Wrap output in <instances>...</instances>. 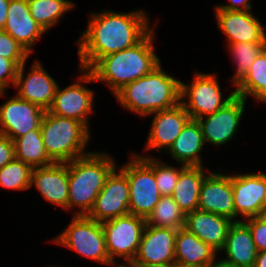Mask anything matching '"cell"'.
<instances>
[{
    "mask_svg": "<svg viewBox=\"0 0 266 267\" xmlns=\"http://www.w3.org/2000/svg\"><path fill=\"white\" fill-rule=\"evenodd\" d=\"M30 54L10 34L0 29V57L13 60L18 66L26 63Z\"/></svg>",
    "mask_w": 266,
    "mask_h": 267,
    "instance_id": "836d02e7",
    "label": "cell"
},
{
    "mask_svg": "<svg viewBox=\"0 0 266 267\" xmlns=\"http://www.w3.org/2000/svg\"><path fill=\"white\" fill-rule=\"evenodd\" d=\"M210 267H236V266L228 264V263H226L220 259V260H216L214 263H212L210 265Z\"/></svg>",
    "mask_w": 266,
    "mask_h": 267,
    "instance_id": "60d3db41",
    "label": "cell"
},
{
    "mask_svg": "<svg viewBox=\"0 0 266 267\" xmlns=\"http://www.w3.org/2000/svg\"><path fill=\"white\" fill-rule=\"evenodd\" d=\"M185 167H173L160 159L154 158V174L157 187L162 196H171L178 181L180 171Z\"/></svg>",
    "mask_w": 266,
    "mask_h": 267,
    "instance_id": "d6a6232c",
    "label": "cell"
},
{
    "mask_svg": "<svg viewBox=\"0 0 266 267\" xmlns=\"http://www.w3.org/2000/svg\"><path fill=\"white\" fill-rule=\"evenodd\" d=\"M40 130L48 157L54 163H67L91 152L85 151L90 130L81 122L45 111Z\"/></svg>",
    "mask_w": 266,
    "mask_h": 267,
    "instance_id": "5b68a950",
    "label": "cell"
},
{
    "mask_svg": "<svg viewBox=\"0 0 266 267\" xmlns=\"http://www.w3.org/2000/svg\"><path fill=\"white\" fill-rule=\"evenodd\" d=\"M216 23L227 40V44L238 42H266L265 26L259 18L248 11L215 9Z\"/></svg>",
    "mask_w": 266,
    "mask_h": 267,
    "instance_id": "ac0fdd59",
    "label": "cell"
},
{
    "mask_svg": "<svg viewBox=\"0 0 266 267\" xmlns=\"http://www.w3.org/2000/svg\"><path fill=\"white\" fill-rule=\"evenodd\" d=\"M52 242L98 263L114 264L107 253L101 223L87 216H73L70 224Z\"/></svg>",
    "mask_w": 266,
    "mask_h": 267,
    "instance_id": "52a82bcc",
    "label": "cell"
},
{
    "mask_svg": "<svg viewBox=\"0 0 266 267\" xmlns=\"http://www.w3.org/2000/svg\"><path fill=\"white\" fill-rule=\"evenodd\" d=\"M80 70L82 73L76 82L64 89L57 86L54 101L48 111L54 115L75 119L91 130L88 116L94 111L95 91L84 86V83H93L95 78L89 70Z\"/></svg>",
    "mask_w": 266,
    "mask_h": 267,
    "instance_id": "30bf717a",
    "label": "cell"
},
{
    "mask_svg": "<svg viewBox=\"0 0 266 267\" xmlns=\"http://www.w3.org/2000/svg\"><path fill=\"white\" fill-rule=\"evenodd\" d=\"M19 66L10 59L0 57V96H5V91L10 85H15Z\"/></svg>",
    "mask_w": 266,
    "mask_h": 267,
    "instance_id": "d590c367",
    "label": "cell"
},
{
    "mask_svg": "<svg viewBox=\"0 0 266 267\" xmlns=\"http://www.w3.org/2000/svg\"><path fill=\"white\" fill-rule=\"evenodd\" d=\"M174 267H210V266H182V265H174Z\"/></svg>",
    "mask_w": 266,
    "mask_h": 267,
    "instance_id": "f6af8a7d",
    "label": "cell"
},
{
    "mask_svg": "<svg viewBox=\"0 0 266 267\" xmlns=\"http://www.w3.org/2000/svg\"><path fill=\"white\" fill-rule=\"evenodd\" d=\"M15 158L14 141L0 134V169Z\"/></svg>",
    "mask_w": 266,
    "mask_h": 267,
    "instance_id": "8d00e7d4",
    "label": "cell"
},
{
    "mask_svg": "<svg viewBox=\"0 0 266 267\" xmlns=\"http://www.w3.org/2000/svg\"><path fill=\"white\" fill-rule=\"evenodd\" d=\"M25 65L23 63L18 68L14 88L19 98L39 105L47 111L54 101V96L58 82L49 75L39 61H34L29 73L25 76Z\"/></svg>",
    "mask_w": 266,
    "mask_h": 267,
    "instance_id": "2e32d148",
    "label": "cell"
},
{
    "mask_svg": "<svg viewBox=\"0 0 266 267\" xmlns=\"http://www.w3.org/2000/svg\"><path fill=\"white\" fill-rule=\"evenodd\" d=\"M198 210L235 221L232 175L210 172L202 182Z\"/></svg>",
    "mask_w": 266,
    "mask_h": 267,
    "instance_id": "e0dca14e",
    "label": "cell"
},
{
    "mask_svg": "<svg viewBox=\"0 0 266 267\" xmlns=\"http://www.w3.org/2000/svg\"><path fill=\"white\" fill-rule=\"evenodd\" d=\"M235 87L236 96L245 100L250 95L258 101L266 93V47L250 66L246 76Z\"/></svg>",
    "mask_w": 266,
    "mask_h": 267,
    "instance_id": "83f0119b",
    "label": "cell"
},
{
    "mask_svg": "<svg viewBox=\"0 0 266 267\" xmlns=\"http://www.w3.org/2000/svg\"><path fill=\"white\" fill-rule=\"evenodd\" d=\"M186 214L172 196H162L146 219V225L172 229L185 227Z\"/></svg>",
    "mask_w": 266,
    "mask_h": 267,
    "instance_id": "f1b7e54d",
    "label": "cell"
},
{
    "mask_svg": "<svg viewBox=\"0 0 266 267\" xmlns=\"http://www.w3.org/2000/svg\"><path fill=\"white\" fill-rule=\"evenodd\" d=\"M232 188L235 221L266 215V173L233 174Z\"/></svg>",
    "mask_w": 266,
    "mask_h": 267,
    "instance_id": "4fadbf2b",
    "label": "cell"
},
{
    "mask_svg": "<svg viewBox=\"0 0 266 267\" xmlns=\"http://www.w3.org/2000/svg\"><path fill=\"white\" fill-rule=\"evenodd\" d=\"M164 71L160 63L114 96L122 107L141 117L172 108L180 103L181 81Z\"/></svg>",
    "mask_w": 266,
    "mask_h": 267,
    "instance_id": "3957f363",
    "label": "cell"
},
{
    "mask_svg": "<svg viewBox=\"0 0 266 267\" xmlns=\"http://www.w3.org/2000/svg\"><path fill=\"white\" fill-rule=\"evenodd\" d=\"M15 159L32 168L45 167L54 162L48 157L41 130H31L14 140Z\"/></svg>",
    "mask_w": 266,
    "mask_h": 267,
    "instance_id": "4316f807",
    "label": "cell"
},
{
    "mask_svg": "<svg viewBox=\"0 0 266 267\" xmlns=\"http://www.w3.org/2000/svg\"><path fill=\"white\" fill-rule=\"evenodd\" d=\"M31 187L37 188L46 201L66 210L69 188L68 162L33 168Z\"/></svg>",
    "mask_w": 266,
    "mask_h": 267,
    "instance_id": "ffe728a7",
    "label": "cell"
},
{
    "mask_svg": "<svg viewBox=\"0 0 266 267\" xmlns=\"http://www.w3.org/2000/svg\"><path fill=\"white\" fill-rule=\"evenodd\" d=\"M217 251L204 243L185 227L178 229L175 239V265L210 266L217 259Z\"/></svg>",
    "mask_w": 266,
    "mask_h": 267,
    "instance_id": "cb8c5ba5",
    "label": "cell"
},
{
    "mask_svg": "<svg viewBox=\"0 0 266 267\" xmlns=\"http://www.w3.org/2000/svg\"><path fill=\"white\" fill-rule=\"evenodd\" d=\"M116 166L112 156L101 151H91L68 162L67 210L78 207L74 216H87L107 176Z\"/></svg>",
    "mask_w": 266,
    "mask_h": 267,
    "instance_id": "277c9868",
    "label": "cell"
},
{
    "mask_svg": "<svg viewBox=\"0 0 266 267\" xmlns=\"http://www.w3.org/2000/svg\"><path fill=\"white\" fill-rule=\"evenodd\" d=\"M233 221L225 216L194 210L186 214L185 228L218 253L223 249Z\"/></svg>",
    "mask_w": 266,
    "mask_h": 267,
    "instance_id": "7402d4cb",
    "label": "cell"
},
{
    "mask_svg": "<svg viewBox=\"0 0 266 267\" xmlns=\"http://www.w3.org/2000/svg\"><path fill=\"white\" fill-rule=\"evenodd\" d=\"M246 101L242 97L235 96L222 109L197 119L205 144L207 142L211 145L222 146L234 138L245 111Z\"/></svg>",
    "mask_w": 266,
    "mask_h": 267,
    "instance_id": "9a60e30c",
    "label": "cell"
},
{
    "mask_svg": "<svg viewBox=\"0 0 266 267\" xmlns=\"http://www.w3.org/2000/svg\"><path fill=\"white\" fill-rule=\"evenodd\" d=\"M118 264V265H117ZM117 264H112L111 266L112 267H136V266H133L131 263H127V264H119V263H117ZM117 265V266H116Z\"/></svg>",
    "mask_w": 266,
    "mask_h": 267,
    "instance_id": "b9f144b4",
    "label": "cell"
},
{
    "mask_svg": "<svg viewBox=\"0 0 266 267\" xmlns=\"http://www.w3.org/2000/svg\"><path fill=\"white\" fill-rule=\"evenodd\" d=\"M106 242V249L110 260L117 264V257L125 263H132L135 259L146 219L128 214L101 223Z\"/></svg>",
    "mask_w": 266,
    "mask_h": 267,
    "instance_id": "9c48e42d",
    "label": "cell"
},
{
    "mask_svg": "<svg viewBox=\"0 0 266 267\" xmlns=\"http://www.w3.org/2000/svg\"><path fill=\"white\" fill-rule=\"evenodd\" d=\"M65 1L71 8L75 7V3L73 1H69V0H63Z\"/></svg>",
    "mask_w": 266,
    "mask_h": 267,
    "instance_id": "7bdbcfd3",
    "label": "cell"
},
{
    "mask_svg": "<svg viewBox=\"0 0 266 267\" xmlns=\"http://www.w3.org/2000/svg\"><path fill=\"white\" fill-rule=\"evenodd\" d=\"M153 115L145 150L167 151L191 117L181 103Z\"/></svg>",
    "mask_w": 266,
    "mask_h": 267,
    "instance_id": "d6986e66",
    "label": "cell"
},
{
    "mask_svg": "<svg viewBox=\"0 0 266 267\" xmlns=\"http://www.w3.org/2000/svg\"><path fill=\"white\" fill-rule=\"evenodd\" d=\"M189 84L181 81L180 103L186 109L191 119L213 114L225 107L236 96L235 90L225 99L221 93L218 77L215 73L194 72Z\"/></svg>",
    "mask_w": 266,
    "mask_h": 267,
    "instance_id": "ba28073f",
    "label": "cell"
},
{
    "mask_svg": "<svg viewBox=\"0 0 266 267\" xmlns=\"http://www.w3.org/2000/svg\"><path fill=\"white\" fill-rule=\"evenodd\" d=\"M32 170L30 165L14 158L0 169V187L19 191L30 189Z\"/></svg>",
    "mask_w": 266,
    "mask_h": 267,
    "instance_id": "1f68e13d",
    "label": "cell"
},
{
    "mask_svg": "<svg viewBox=\"0 0 266 267\" xmlns=\"http://www.w3.org/2000/svg\"><path fill=\"white\" fill-rule=\"evenodd\" d=\"M145 10L90 13L87 27L77 41L79 68L90 70L102 57L138 43L151 29Z\"/></svg>",
    "mask_w": 266,
    "mask_h": 267,
    "instance_id": "6da1fadb",
    "label": "cell"
},
{
    "mask_svg": "<svg viewBox=\"0 0 266 267\" xmlns=\"http://www.w3.org/2000/svg\"><path fill=\"white\" fill-rule=\"evenodd\" d=\"M227 46L236 65L234 76L231 77L232 85L235 87L246 76L250 66L266 47V42H238Z\"/></svg>",
    "mask_w": 266,
    "mask_h": 267,
    "instance_id": "f546056e",
    "label": "cell"
},
{
    "mask_svg": "<svg viewBox=\"0 0 266 267\" xmlns=\"http://www.w3.org/2000/svg\"><path fill=\"white\" fill-rule=\"evenodd\" d=\"M228 4H219L215 9H224L230 11H248L252 9L251 0H227Z\"/></svg>",
    "mask_w": 266,
    "mask_h": 267,
    "instance_id": "74e56055",
    "label": "cell"
},
{
    "mask_svg": "<svg viewBox=\"0 0 266 267\" xmlns=\"http://www.w3.org/2000/svg\"><path fill=\"white\" fill-rule=\"evenodd\" d=\"M30 14L45 32L72 8L63 0H27Z\"/></svg>",
    "mask_w": 266,
    "mask_h": 267,
    "instance_id": "4dcf8cb0",
    "label": "cell"
},
{
    "mask_svg": "<svg viewBox=\"0 0 266 267\" xmlns=\"http://www.w3.org/2000/svg\"><path fill=\"white\" fill-rule=\"evenodd\" d=\"M177 229L145 225L138 253L131 263L136 267H171L175 265Z\"/></svg>",
    "mask_w": 266,
    "mask_h": 267,
    "instance_id": "8fae6325",
    "label": "cell"
},
{
    "mask_svg": "<svg viewBox=\"0 0 266 267\" xmlns=\"http://www.w3.org/2000/svg\"><path fill=\"white\" fill-rule=\"evenodd\" d=\"M254 267H266V250L257 253Z\"/></svg>",
    "mask_w": 266,
    "mask_h": 267,
    "instance_id": "ab89813d",
    "label": "cell"
},
{
    "mask_svg": "<svg viewBox=\"0 0 266 267\" xmlns=\"http://www.w3.org/2000/svg\"><path fill=\"white\" fill-rule=\"evenodd\" d=\"M132 156V158H131ZM120 169L129 182V212L147 219L162 197L154 174V157L133 153Z\"/></svg>",
    "mask_w": 266,
    "mask_h": 267,
    "instance_id": "8992f818",
    "label": "cell"
},
{
    "mask_svg": "<svg viewBox=\"0 0 266 267\" xmlns=\"http://www.w3.org/2000/svg\"><path fill=\"white\" fill-rule=\"evenodd\" d=\"M204 166H185L179 174L172 198L185 214L198 210L199 195L204 178Z\"/></svg>",
    "mask_w": 266,
    "mask_h": 267,
    "instance_id": "484cf974",
    "label": "cell"
},
{
    "mask_svg": "<svg viewBox=\"0 0 266 267\" xmlns=\"http://www.w3.org/2000/svg\"><path fill=\"white\" fill-rule=\"evenodd\" d=\"M204 144L199 122L195 119H190L166 152L180 165L203 166L200 153L205 146Z\"/></svg>",
    "mask_w": 266,
    "mask_h": 267,
    "instance_id": "d4e9b609",
    "label": "cell"
},
{
    "mask_svg": "<svg viewBox=\"0 0 266 267\" xmlns=\"http://www.w3.org/2000/svg\"><path fill=\"white\" fill-rule=\"evenodd\" d=\"M257 102H265L266 103V93Z\"/></svg>",
    "mask_w": 266,
    "mask_h": 267,
    "instance_id": "ee69618b",
    "label": "cell"
},
{
    "mask_svg": "<svg viewBox=\"0 0 266 267\" xmlns=\"http://www.w3.org/2000/svg\"><path fill=\"white\" fill-rule=\"evenodd\" d=\"M115 167L107 176L104 187L95 199L94 205L87 215L97 222H104L130 214L129 182L126 174ZM118 170V171H117Z\"/></svg>",
    "mask_w": 266,
    "mask_h": 267,
    "instance_id": "7c38bea8",
    "label": "cell"
},
{
    "mask_svg": "<svg viewBox=\"0 0 266 267\" xmlns=\"http://www.w3.org/2000/svg\"><path fill=\"white\" fill-rule=\"evenodd\" d=\"M222 251L226 254L222 261L236 267H254L258 251L252 233L244 221H233Z\"/></svg>",
    "mask_w": 266,
    "mask_h": 267,
    "instance_id": "603a6c76",
    "label": "cell"
},
{
    "mask_svg": "<svg viewBox=\"0 0 266 267\" xmlns=\"http://www.w3.org/2000/svg\"><path fill=\"white\" fill-rule=\"evenodd\" d=\"M45 110L39 105L15 96L0 106V134L12 141L31 130H40Z\"/></svg>",
    "mask_w": 266,
    "mask_h": 267,
    "instance_id": "5bb4252c",
    "label": "cell"
},
{
    "mask_svg": "<svg viewBox=\"0 0 266 267\" xmlns=\"http://www.w3.org/2000/svg\"><path fill=\"white\" fill-rule=\"evenodd\" d=\"M246 220V221H245ZM243 220L249 227L258 252L266 250V215Z\"/></svg>",
    "mask_w": 266,
    "mask_h": 267,
    "instance_id": "e575fe53",
    "label": "cell"
},
{
    "mask_svg": "<svg viewBox=\"0 0 266 267\" xmlns=\"http://www.w3.org/2000/svg\"><path fill=\"white\" fill-rule=\"evenodd\" d=\"M10 0H0V29H4L7 21V9Z\"/></svg>",
    "mask_w": 266,
    "mask_h": 267,
    "instance_id": "f35d334b",
    "label": "cell"
},
{
    "mask_svg": "<svg viewBox=\"0 0 266 267\" xmlns=\"http://www.w3.org/2000/svg\"><path fill=\"white\" fill-rule=\"evenodd\" d=\"M32 55L33 46L45 33L30 14L27 0H10L3 29Z\"/></svg>",
    "mask_w": 266,
    "mask_h": 267,
    "instance_id": "44dd1931",
    "label": "cell"
},
{
    "mask_svg": "<svg viewBox=\"0 0 266 267\" xmlns=\"http://www.w3.org/2000/svg\"><path fill=\"white\" fill-rule=\"evenodd\" d=\"M155 27L134 46L102 57L89 70L95 81L106 83L115 95L125 85L147 75L162 63L154 51Z\"/></svg>",
    "mask_w": 266,
    "mask_h": 267,
    "instance_id": "7a4b0ae2",
    "label": "cell"
}]
</instances>
